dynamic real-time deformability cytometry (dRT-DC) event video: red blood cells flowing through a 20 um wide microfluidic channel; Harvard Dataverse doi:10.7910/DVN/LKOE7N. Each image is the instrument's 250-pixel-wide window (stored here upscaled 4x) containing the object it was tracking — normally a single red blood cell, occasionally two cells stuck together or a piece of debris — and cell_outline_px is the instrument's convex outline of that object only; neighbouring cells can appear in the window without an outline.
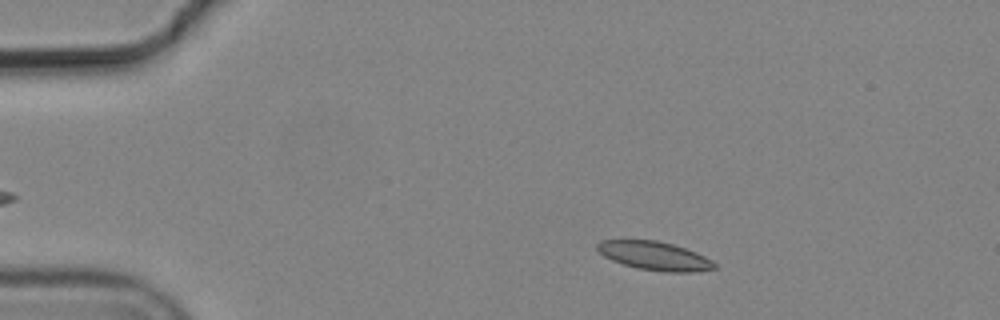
{"species": "common noctule bat (a hibernating species)", "species_latin": "Nyctalus noctula", "temperature_condition": "cold", "stored_images_in_passage": 2, "camera_frame_rate_fps": 3000, "um_per_image_px": 0.085, "animal": {"sex": "male", "body_mass_g": 19.2, "forearm_length_mm": 51.8}, "frame": {"image": 1, "passage_image": 2, "time_ms": 0.333, "image_size_px": [1000, 320], "cell_outline_px": [[716, 268], [696, 272], [664, 272], [640, 268], [624, 264], [612, 260], [604, 256], [596, 248], [596, 244], [600, 240], [656, 240], [672, 244], [696, 252], [712, 260], [716, 264]], "centroid_in_image_um": [55.65, 21.74], "position_along_channel_um": 29.4, "area_um2": 19.42}}